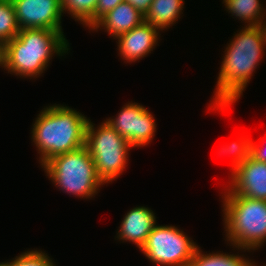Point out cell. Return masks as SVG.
I'll return each instance as SVG.
<instances>
[{
	"label": "cell",
	"instance_id": "cell-1",
	"mask_svg": "<svg viewBox=\"0 0 266 266\" xmlns=\"http://www.w3.org/2000/svg\"><path fill=\"white\" fill-rule=\"evenodd\" d=\"M238 31L224 50L210 111L227 110L240 99L265 55L258 26H242Z\"/></svg>",
	"mask_w": 266,
	"mask_h": 266
},
{
	"label": "cell",
	"instance_id": "cell-2",
	"mask_svg": "<svg viewBox=\"0 0 266 266\" xmlns=\"http://www.w3.org/2000/svg\"><path fill=\"white\" fill-rule=\"evenodd\" d=\"M32 124L31 139L40 155V165L52 157L85 146L89 118L61 104L44 106Z\"/></svg>",
	"mask_w": 266,
	"mask_h": 266
},
{
	"label": "cell",
	"instance_id": "cell-3",
	"mask_svg": "<svg viewBox=\"0 0 266 266\" xmlns=\"http://www.w3.org/2000/svg\"><path fill=\"white\" fill-rule=\"evenodd\" d=\"M64 32L48 29H21L5 43L4 70L20 78H37L50 65L54 55L64 56L70 50Z\"/></svg>",
	"mask_w": 266,
	"mask_h": 266
},
{
	"label": "cell",
	"instance_id": "cell-4",
	"mask_svg": "<svg viewBox=\"0 0 266 266\" xmlns=\"http://www.w3.org/2000/svg\"><path fill=\"white\" fill-rule=\"evenodd\" d=\"M225 239L242 252L258 250L266 242V201L238 194L222 195Z\"/></svg>",
	"mask_w": 266,
	"mask_h": 266
},
{
	"label": "cell",
	"instance_id": "cell-5",
	"mask_svg": "<svg viewBox=\"0 0 266 266\" xmlns=\"http://www.w3.org/2000/svg\"><path fill=\"white\" fill-rule=\"evenodd\" d=\"M55 187L81 199H91L104 185L86 146L52 157L41 166Z\"/></svg>",
	"mask_w": 266,
	"mask_h": 266
},
{
	"label": "cell",
	"instance_id": "cell-6",
	"mask_svg": "<svg viewBox=\"0 0 266 266\" xmlns=\"http://www.w3.org/2000/svg\"><path fill=\"white\" fill-rule=\"evenodd\" d=\"M85 146L93 159L96 174L104 184L112 183L122 175L133 148L105 121L95 127L90 119L86 126Z\"/></svg>",
	"mask_w": 266,
	"mask_h": 266
},
{
	"label": "cell",
	"instance_id": "cell-7",
	"mask_svg": "<svg viewBox=\"0 0 266 266\" xmlns=\"http://www.w3.org/2000/svg\"><path fill=\"white\" fill-rule=\"evenodd\" d=\"M198 245L173 225H156L147 236L141 252L160 266H189Z\"/></svg>",
	"mask_w": 266,
	"mask_h": 266
},
{
	"label": "cell",
	"instance_id": "cell-8",
	"mask_svg": "<svg viewBox=\"0 0 266 266\" xmlns=\"http://www.w3.org/2000/svg\"><path fill=\"white\" fill-rule=\"evenodd\" d=\"M154 118L148 108L131 101L122 106L116 117L104 121L132 147L139 148L152 142L157 127Z\"/></svg>",
	"mask_w": 266,
	"mask_h": 266
},
{
	"label": "cell",
	"instance_id": "cell-9",
	"mask_svg": "<svg viewBox=\"0 0 266 266\" xmlns=\"http://www.w3.org/2000/svg\"><path fill=\"white\" fill-rule=\"evenodd\" d=\"M20 29L63 32L61 0H11Z\"/></svg>",
	"mask_w": 266,
	"mask_h": 266
},
{
	"label": "cell",
	"instance_id": "cell-10",
	"mask_svg": "<svg viewBox=\"0 0 266 266\" xmlns=\"http://www.w3.org/2000/svg\"><path fill=\"white\" fill-rule=\"evenodd\" d=\"M225 187L226 194L266 201V162L250 157L235 171L234 178Z\"/></svg>",
	"mask_w": 266,
	"mask_h": 266
},
{
	"label": "cell",
	"instance_id": "cell-11",
	"mask_svg": "<svg viewBox=\"0 0 266 266\" xmlns=\"http://www.w3.org/2000/svg\"><path fill=\"white\" fill-rule=\"evenodd\" d=\"M160 30L146 21L121 34L115 40L119 56L124 62L132 63L143 59L155 49L160 38ZM159 36V37H158Z\"/></svg>",
	"mask_w": 266,
	"mask_h": 266
},
{
	"label": "cell",
	"instance_id": "cell-12",
	"mask_svg": "<svg viewBox=\"0 0 266 266\" xmlns=\"http://www.w3.org/2000/svg\"><path fill=\"white\" fill-rule=\"evenodd\" d=\"M156 225V216L151 208L136 206L124 215L116 238L119 241L132 242L140 250Z\"/></svg>",
	"mask_w": 266,
	"mask_h": 266
},
{
	"label": "cell",
	"instance_id": "cell-13",
	"mask_svg": "<svg viewBox=\"0 0 266 266\" xmlns=\"http://www.w3.org/2000/svg\"><path fill=\"white\" fill-rule=\"evenodd\" d=\"M144 21V15L128 2L123 1L113 10L102 16L91 28V31L104 29L108 35L116 39Z\"/></svg>",
	"mask_w": 266,
	"mask_h": 266
},
{
	"label": "cell",
	"instance_id": "cell-14",
	"mask_svg": "<svg viewBox=\"0 0 266 266\" xmlns=\"http://www.w3.org/2000/svg\"><path fill=\"white\" fill-rule=\"evenodd\" d=\"M185 0H153L144 21L158 28L167 30L175 25L183 14Z\"/></svg>",
	"mask_w": 266,
	"mask_h": 266
},
{
	"label": "cell",
	"instance_id": "cell-15",
	"mask_svg": "<svg viewBox=\"0 0 266 266\" xmlns=\"http://www.w3.org/2000/svg\"><path fill=\"white\" fill-rule=\"evenodd\" d=\"M228 13L233 18H238L244 26H258L259 22L266 16V9L262 7L260 0H223Z\"/></svg>",
	"mask_w": 266,
	"mask_h": 266
},
{
	"label": "cell",
	"instance_id": "cell-16",
	"mask_svg": "<svg viewBox=\"0 0 266 266\" xmlns=\"http://www.w3.org/2000/svg\"><path fill=\"white\" fill-rule=\"evenodd\" d=\"M220 252V253H219ZM206 254L198 248L189 266H257L256 262L239 254L222 253L221 251Z\"/></svg>",
	"mask_w": 266,
	"mask_h": 266
},
{
	"label": "cell",
	"instance_id": "cell-17",
	"mask_svg": "<svg viewBox=\"0 0 266 266\" xmlns=\"http://www.w3.org/2000/svg\"><path fill=\"white\" fill-rule=\"evenodd\" d=\"M63 13L90 29L95 24L97 0H61ZM65 11V12H64Z\"/></svg>",
	"mask_w": 266,
	"mask_h": 266
},
{
	"label": "cell",
	"instance_id": "cell-18",
	"mask_svg": "<svg viewBox=\"0 0 266 266\" xmlns=\"http://www.w3.org/2000/svg\"><path fill=\"white\" fill-rule=\"evenodd\" d=\"M20 30L12 1H0V40L6 43L16 37Z\"/></svg>",
	"mask_w": 266,
	"mask_h": 266
},
{
	"label": "cell",
	"instance_id": "cell-19",
	"mask_svg": "<svg viewBox=\"0 0 266 266\" xmlns=\"http://www.w3.org/2000/svg\"><path fill=\"white\" fill-rule=\"evenodd\" d=\"M244 137V138H243ZM251 142L252 140L246 136H242L239 140L234 141L228 145L223 146L220 152L221 154H230L232 155V163H231V176L230 180H232L235 176V171L238 167L247 159L251 157Z\"/></svg>",
	"mask_w": 266,
	"mask_h": 266
},
{
	"label": "cell",
	"instance_id": "cell-20",
	"mask_svg": "<svg viewBox=\"0 0 266 266\" xmlns=\"http://www.w3.org/2000/svg\"><path fill=\"white\" fill-rule=\"evenodd\" d=\"M52 258L42 250L25 251L12 260L6 261V266H56Z\"/></svg>",
	"mask_w": 266,
	"mask_h": 266
},
{
	"label": "cell",
	"instance_id": "cell-21",
	"mask_svg": "<svg viewBox=\"0 0 266 266\" xmlns=\"http://www.w3.org/2000/svg\"><path fill=\"white\" fill-rule=\"evenodd\" d=\"M125 0H97L95 9V23L106 13L113 10L117 5Z\"/></svg>",
	"mask_w": 266,
	"mask_h": 266
},
{
	"label": "cell",
	"instance_id": "cell-22",
	"mask_svg": "<svg viewBox=\"0 0 266 266\" xmlns=\"http://www.w3.org/2000/svg\"><path fill=\"white\" fill-rule=\"evenodd\" d=\"M263 140L260 139L259 144L253 140L251 142V157L260 162H266V142Z\"/></svg>",
	"mask_w": 266,
	"mask_h": 266
},
{
	"label": "cell",
	"instance_id": "cell-23",
	"mask_svg": "<svg viewBox=\"0 0 266 266\" xmlns=\"http://www.w3.org/2000/svg\"><path fill=\"white\" fill-rule=\"evenodd\" d=\"M145 16L153 0H125Z\"/></svg>",
	"mask_w": 266,
	"mask_h": 266
},
{
	"label": "cell",
	"instance_id": "cell-24",
	"mask_svg": "<svg viewBox=\"0 0 266 266\" xmlns=\"http://www.w3.org/2000/svg\"><path fill=\"white\" fill-rule=\"evenodd\" d=\"M266 16L263 17V19L259 22L258 27L260 28L262 37H263V42L266 47Z\"/></svg>",
	"mask_w": 266,
	"mask_h": 266
},
{
	"label": "cell",
	"instance_id": "cell-25",
	"mask_svg": "<svg viewBox=\"0 0 266 266\" xmlns=\"http://www.w3.org/2000/svg\"><path fill=\"white\" fill-rule=\"evenodd\" d=\"M5 64V43L0 40V66L2 69L4 68Z\"/></svg>",
	"mask_w": 266,
	"mask_h": 266
},
{
	"label": "cell",
	"instance_id": "cell-26",
	"mask_svg": "<svg viewBox=\"0 0 266 266\" xmlns=\"http://www.w3.org/2000/svg\"><path fill=\"white\" fill-rule=\"evenodd\" d=\"M0 266H6V261L5 262H0Z\"/></svg>",
	"mask_w": 266,
	"mask_h": 266
}]
</instances>
